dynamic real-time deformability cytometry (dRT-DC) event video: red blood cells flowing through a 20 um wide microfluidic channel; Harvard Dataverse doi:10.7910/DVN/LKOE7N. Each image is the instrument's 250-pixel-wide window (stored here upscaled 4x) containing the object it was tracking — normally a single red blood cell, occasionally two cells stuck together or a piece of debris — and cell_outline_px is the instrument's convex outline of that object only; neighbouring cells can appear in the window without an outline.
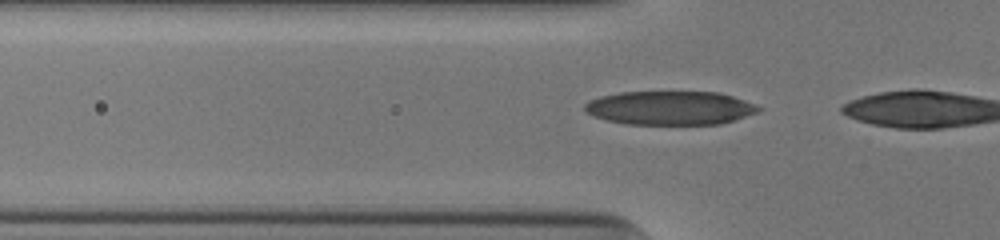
{"species": "human", "species_latin": "Homo sapiens", "temperature_condition": "cold", "stored_images_in_passage": 12, "camera_frame_rate_fps": 3000, "um_per_image_px": 0.085, "donor": {"sex": "male"}, "frame": {"image": 1, "passage_image": 11, "time_ms": 3.333, "image_size_px": [1000, 240], "cell_outline_px": [[760, 108], [756, 112], [720, 124], [624, 124], [604, 120], [592, 116], [584, 112], [584, 104], [588, 100], [600, 96], [620, 92], [716, 92], [732, 96], [756, 104]], "centroid_in_image_um": [56.85, 9.17], "position_along_channel_um": 68.9, "area_um2": 34.22}}